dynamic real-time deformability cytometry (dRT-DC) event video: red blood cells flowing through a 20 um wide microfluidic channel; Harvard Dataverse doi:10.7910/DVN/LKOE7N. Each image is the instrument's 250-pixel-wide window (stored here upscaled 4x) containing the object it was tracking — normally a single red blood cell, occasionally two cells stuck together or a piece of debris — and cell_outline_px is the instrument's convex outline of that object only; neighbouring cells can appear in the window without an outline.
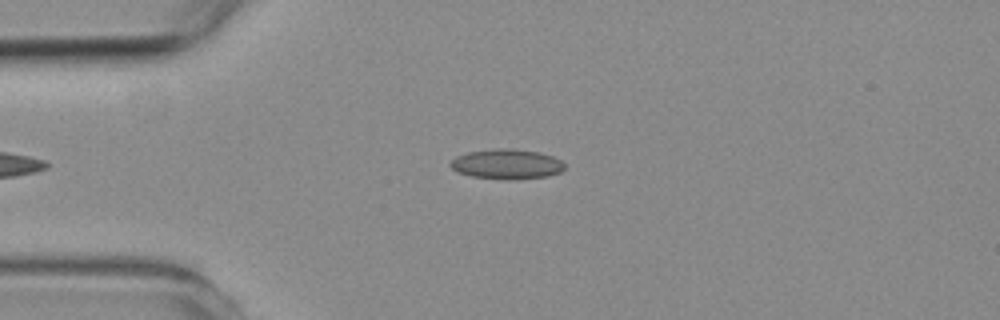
{"species": "common noctule bat (a hibernating species)", "species_latin": "Nyctalus noctula", "temperature_condition": "room temperature", "stored_images_in_passage": 39, "camera_frame_rate_fps": 3000, "um_per_image_px": 0.085, "animal": {"sex": "female", "body_mass_g": 19.3, "forearm_length_mm": 54.1}, "frame": {"image": 1, "passage_image": 2, "time_ms": 0.333, "image_size_px": [1000, 320], "cell_outline_px": [[564, 168], [560, 172], [548, 176], [472, 176], [456, 172], [448, 164], [456, 156], [468, 152], [496, 148], [512, 148], [540, 152], [552, 156], [560, 160], [564, 164]], "centroid_in_image_um": [43.04, 13.88], "position_along_channel_um": 42.0, "area_um2": 18.9}}
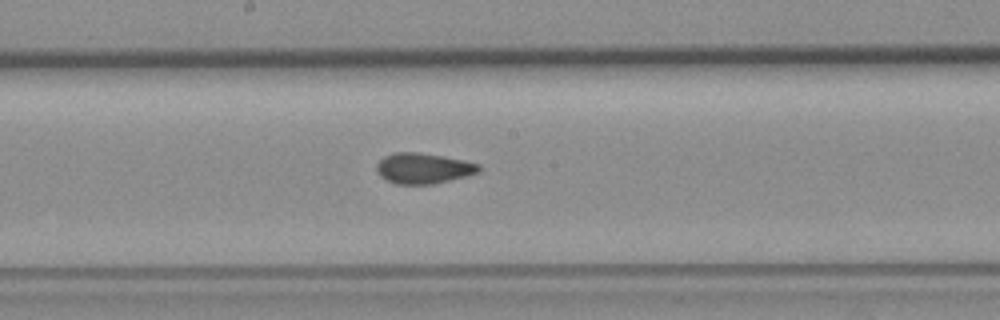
{"frame": {"image": 2, "passage_image": 17, "time_ms": 5.333, "image_size_px": [1000, 320], "cell_outline_px": [[480, 172], [432, 184], [396, 184], [380, 176], [376, 172], [376, 164], [384, 156], [396, 152], [416, 152], [444, 156], [464, 160], [480, 164]], "centroid_in_image_um": [35.96, 14.3], "position_along_channel_um": 212.2, "area_um2": 18.15}}
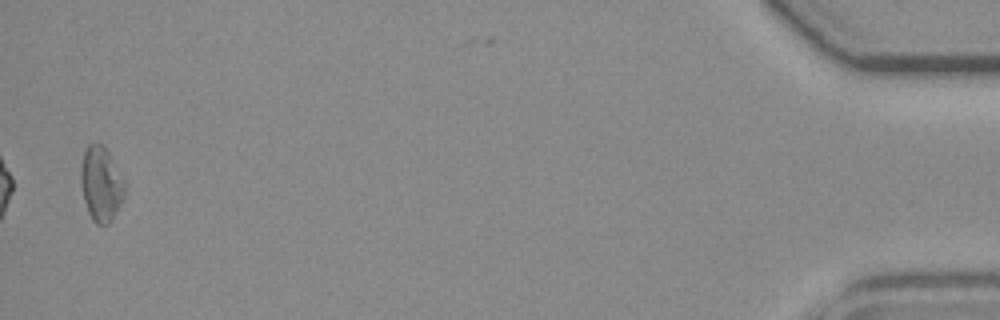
{"frame": {"image": 3, "passage_image": 39, "time_ms": 12.667, "image_size_px": [1000, 320], "cell_outline_px": [[124, 196], [108, 224], [96, 224], [92, 220], [88, 212], [84, 200], [80, 180], [80, 168], [84, 152], [88, 144], [104, 144], [124, 180]], "centroid_in_image_um": [8.56, 15.61], "position_along_channel_um": 426.6, "area_um2": 18.84}, "authors_computed_cell_mechanics": {"area_um2": 17.8602, "velocity_mm_per_s": 3.8236, "shape_relaxation_time_tau1_ms": null, "shape_relaxation_time_tau2_ms": 1.4432, "deformation_change_tau1": null, "deformation_change_tau2": 0.0751}}